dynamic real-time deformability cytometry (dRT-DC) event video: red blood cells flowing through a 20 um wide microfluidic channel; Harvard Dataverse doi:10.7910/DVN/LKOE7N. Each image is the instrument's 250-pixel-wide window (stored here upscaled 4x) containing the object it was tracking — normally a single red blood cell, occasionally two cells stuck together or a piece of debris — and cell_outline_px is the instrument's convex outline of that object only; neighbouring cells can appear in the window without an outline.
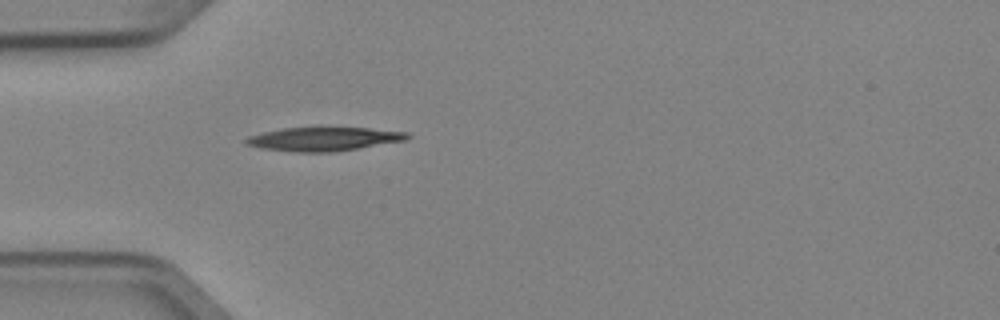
{"species": "Egyptian fruit bat (a non-hibernating species)", "species_latin": "Rousettus aegyptiacus", "temperature_condition": "cold", "stored_images_in_passage": 5, "camera_frame_rate_fps": 3000, "um_per_image_px": 0.085, "animal": {"sex": "female"}, "frame": {"image": 1, "passage_image": 5, "time_ms": 1.333, "image_size_px": [1000, 320], "cell_outline_px": [[412, 136], [404, 140], [332, 152], [296, 152], [260, 148], [248, 144], [244, 140], [248, 136], [264, 132], [284, 128], [316, 124], [320, 124], [368, 128], [408, 132]], "centroid_in_image_um": [27.5, 11.76], "position_along_channel_um": 57.5, "area_um2": 23.12}}